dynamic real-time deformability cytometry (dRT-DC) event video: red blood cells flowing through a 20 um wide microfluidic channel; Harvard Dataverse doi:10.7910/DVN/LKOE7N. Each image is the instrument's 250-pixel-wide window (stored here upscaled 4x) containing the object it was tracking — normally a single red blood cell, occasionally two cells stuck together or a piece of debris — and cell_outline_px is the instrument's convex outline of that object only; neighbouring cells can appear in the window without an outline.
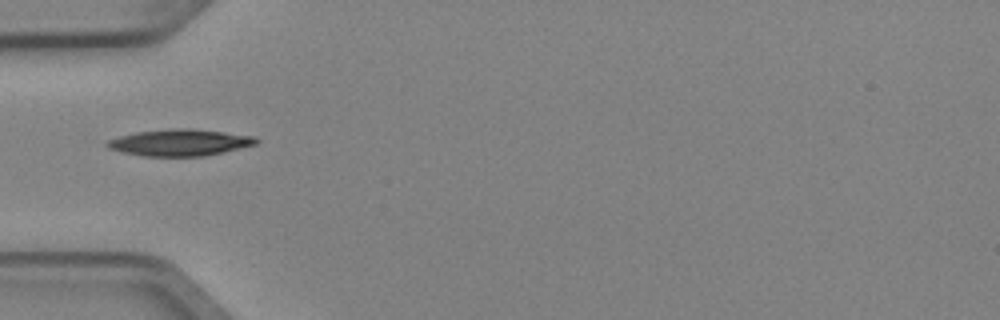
{"species": "Egyptian fruit bat (a non-hibernating species)", "species_latin": "Rousettus aegyptiacus", "temperature_condition": "cold", "stored_images_in_passage": 1, "camera_frame_rate_fps": 3000, "um_per_image_px": 0.085, "animal": {"sex": "female"}, "frame": {"image": 1, "passage_image": 1, "time_ms": 0.0, "image_size_px": [1000, 320], "cell_outline_px": [[260, 140], [256, 144], [204, 156], [144, 156], [124, 152], [108, 148], [104, 144], [108, 140], [120, 136], [136, 132], [176, 128], [188, 128], [256, 136]], "centroid_in_image_um": [15.28, 12.11], "position_along_channel_um": 69.7, "area_um2": 22.83}}